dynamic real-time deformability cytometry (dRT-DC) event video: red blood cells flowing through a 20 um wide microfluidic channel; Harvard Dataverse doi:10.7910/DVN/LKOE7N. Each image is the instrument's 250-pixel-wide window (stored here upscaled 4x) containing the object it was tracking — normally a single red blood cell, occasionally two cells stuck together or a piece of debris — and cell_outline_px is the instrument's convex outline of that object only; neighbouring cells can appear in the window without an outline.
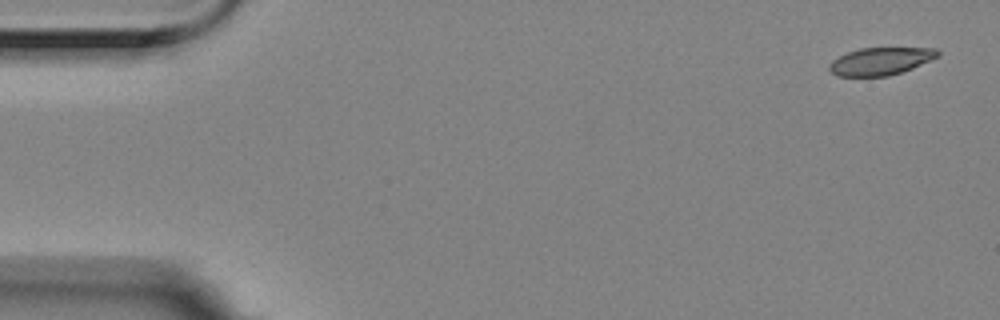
{"species": "Egyptian fruit bat (a non-hibernating species)", "species_latin": "Rousettus aegyptiacus", "temperature_condition": "room temperature", "stored_images_in_passage": 11, "camera_frame_rate_fps": 3000, "um_per_image_px": 0.085, "animal": {"sex": "female"}, "frame": {"image": 1, "passage_image": 1, "time_ms": 0.0, "image_size_px": [1000, 320], "cell_outline_px": [[940, 56], [912, 68], [888, 76], [836, 76], [828, 68], [828, 64], [832, 60], [848, 52], [860, 48], [936, 48], [940, 52]], "centroid_in_image_um": [74.85, 5.2], "position_along_channel_um": 10.2, "area_um2": 17.34}}